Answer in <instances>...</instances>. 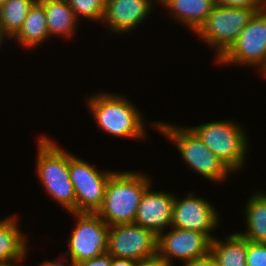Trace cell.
Wrapping results in <instances>:
<instances>
[{
    "label": "cell",
    "instance_id": "6da1fadb",
    "mask_svg": "<svg viewBox=\"0 0 266 266\" xmlns=\"http://www.w3.org/2000/svg\"><path fill=\"white\" fill-rule=\"evenodd\" d=\"M150 184V178L141 172H113L97 214L109 226L134 223L138 205Z\"/></svg>",
    "mask_w": 266,
    "mask_h": 266
},
{
    "label": "cell",
    "instance_id": "9c48e42d",
    "mask_svg": "<svg viewBox=\"0 0 266 266\" xmlns=\"http://www.w3.org/2000/svg\"><path fill=\"white\" fill-rule=\"evenodd\" d=\"M215 62L266 67V14L258 11L231 47Z\"/></svg>",
    "mask_w": 266,
    "mask_h": 266
},
{
    "label": "cell",
    "instance_id": "3957f363",
    "mask_svg": "<svg viewBox=\"0 0 266 266\" xmlns=\"http://www.w3.org/2000/svg\"><path fill=\"white\" fill-rule=\"evenodd\" d=\"M37 145L38 178L47 194L68 212H75V192L70 180L69 153L54 140L41 135Z\"/></svg>",
    "mask_w": 266,
    "mask_h": 266
},
{
    "label": "cell",
    "instance_id": "d4e9b609",
    "mask_svg": "<svg viewBox=\"0 0 266 266\" xmlns=\"http://www.w3.org/2000/svg\"><path fill=\"white\" fill-rule=\"evenodd\" d=\"M76 266H112V256L108 252H105L92 259L84 260Z\"/></svg>",
    "mask_w": 266,
    "mask_h": 266
},
{
    "label": "cell",
    "instance_id": "7402d4cb",
    "mask_svg": "<svg viewBox=\"0 0 266 266\" xmlns=\"http://www.w3.org/2000/svg\"><path fill=\"white\" fill-rule=\"evenodd\" d=\"M76 18L102 21L105 12V0H67ZM80 17V18H79Z\"/></svg>",
    "mask_w": 266,
    "mask_h": 266
},
{
    "label": "cell",
    "instance_id": "9a60e30c",
    "mask_svg": "<svg viewBox=\"0 0 266 266\" xmlns=\"http://www.w3.org/2000/svg\"><path fill=\"white\" fill-rule=\"evenodd\" d=\"M14 216L0 221V266H20L18 262L24 260L28 252L27 238L20 231Z\"/></svg>",
    "mask_w": 266,
    "mask_h": 266
},
{
    "label": "cell",
    "instance_id": "484cf974",
    "mask_svg": "<svg viewBox=\"0 0 266 266\" xmlns=\"http://www.w3.org/2000/svg\"><path fill=\"white\" fill-rule=\"evenodd\" d=\"M183 266H218V264L211 251H209L204 256L185 261Z\"/></svg>",
    "mask_w": 266,
    "mask_h": 266
},
{
    "label": "cell",
    "instance_id": "52a82bcc",
    "mask_svg": "<svg viewBox=\"0 0 266 266\" xmlns=\"http://www.w3.org/2000/svg\"><path fill=\"white\" fill-rule=\"evenodd\" d=\"M114 171H99L85 160L69 154L70 180L75 192V212L97 213L104 201L110 176Z\"/></svg>",
    "mask_w": 266,
    "mask_h": 266
},
{
    "label": "cell",
    "instance_id": "8992f818",
    "mask_svg": "<svg viewBox=\"0 0 266 266\" xmlns=\"http://www.w3.org/2000/svg\"><path fill=\"white\" fill-rule=\"evenodd\" d=\"M261 7L232 8L216 4L212 12L195 32L217 51L218 60L236 41L240 32L260 11Z\"/></svg>",
    "mask_w": 266,
    "mask_h": 266
},
{
    "label": "cell",
    "instance_id": "ac0fdd59",
    "mask_svg": "<svg viewBox=\"0 0 266 266\" xmlns=\"http://www.w3.org/2000/svg\"><path fill=\"white\" fill-rule=\"evenodd\" d=\"M48 27L43 6L36 1L30 8L21 29L11 39L25 48H33L48 39Z\"/></svg>",
    "mask_w": 266,
    "mask_h": 266
},
{
    "label": "cell",
    "instance_id": "5b68a950",
    "mask_svg": "<svg viewBox=\"0 0 266 266\" xmlns=\"http://www.w3.org/2000/svg\"><path fill=\"white\" fill-rule=\"evenodd\" d=\"M190 128L232 172L242 169L247 157L248 136L239 124L220 120Z\"/></svg>",
    "mask_w": 266,
    "mask_h": 266
},
{
    "label": "cell",
    "instance_id": "4dcf8cb0",
    "mask_svg": "<svg viewBox=\"0 0 266 266\" xmlns=\"http://www.w3.org/2000/svg\"><path fill=\"white\" fill-rule=\"evenodd\" d=\"M6 37L3 35L1 28H0V47H1V43H3L2 41L5 39Z\"/></svg>",
    "mask_w": 266,
    "mask_h": 266
},
{
    "label": "cell",
    "instance_id": "e0dca14e",
    "mask_svg": "<svg viewBox=\"0 0 266 266\" xmlns=\"http://www.w3.org/2000/svg\"><path fill=\"white\" fill-rule=\"evenodd\" d=\"M44 8L49 36H73L79 20L67 0H37ZM78 21V22H77Z\"/></svg>",
    "mask_w": 266,
    "mask_h": 266
},
{
    "label": "cell",
    "instance_id": "277c9868",
    "mask_svg": "<svg viewBox=\"0 0 266 266\" xmlns=\"http://www.w3.org/2000/svg\"><path fill=\"white\" fill-rule=\"evenodd\" d=\"M151 125L165 135V138H169V141L174 142L183 161L190 165L191 169L209 181L222 182L233 173L190 127H179L165 122H154Z\"/></svg>",
    "mask_w": 266,
    "mask_h": 266
},
{
    "label": "cell",
    "instance_id": "ffe728a7",
    "mask_svg": "<svg viewBox=\"0 0 266 266\" xmlns=\"http://www.w3.org/2000/svg\"><path fill=\"white\" fill-rule=\"evenodd\" d=\"M244 208L246 231L239 232L252 242L266 243V193L256 192Z\"/></svg>",
    "mask_w": 266,
    "mask_h": 266
},
{
    "label": "cell",
    "instance_id": "603a6c76",
    "mask_svg": "<svg viewBox=\"0 0 266 266\" xmlns=\"http://www.w3.org/2000/svg\"><path fill=\"white\" fill-rule=\"evenodd\" d=\"M246 266H266V243L252 242L247 239Z\"/></svg>",
    "mask_w": 266,
    "mask_h": 266
},
{
    "label": "cell",
    "instance_id": "4316f807",
    "mask_svg": "<svg viewBox=\"0 0 266 266\" xmlns=\"http://www.w3.org/2000/svg\"><path fill=\"white\" fill-rule=\"evenodd\" d=\"M135 266H170L167 264L161 257L158 255L145 259L139 260L136 262Z\"/></svg>",
    "mask_w": 266,
    "mask_h": 266
},
{
    "label": "cell",
    "instance_id": "2e32d148",
    "mask_svg": "<svg viewBox=\"0 0 266 266\" xmlns=\"http://www.w3.org/2000/svg\"><path fill=\"white\" fill-rule=\"evenodd\" d=\"M217 4V0H166L171 16L196 32Z\"/></svg>",
    "mask_w": 266,
    "mask_h": 266
},
{
    "label": "cell",
    "instance_id": "7c38bea8",
    "mask_svg": "<svg viewBox=\"0 0 266 266\" xmlns=\"http://www.w3.org/2000/svg\"><path fill=\"white\" fill-rule=\"evenodd\" d=\"M210 246L211 240L205 234L172 227L158 235L157 255L173 266V258L185 262L201 257L210 251Z\"/></svg>",
    "mask_w": 266,
    "mask_h": 266
},
{
    "label": "cell",
    "instance_id": "ba28073f",
    "mask_svg": "<svg viewBox=\"0 0 266 266\" xmlns=\"http://www.w3.org/2000/svg\"><path fill=\"white\" fill-rule=\"evenodd\" d=\"M76 225L71 233L69 251L65 254L76 266L78 263L102 255L108 249L109 225L97 213L71 212Z\"/></svg>",
    "mask_w": 266,
    "mask_h": 266
},
{
    "label": "cell",
    "instance_id": "5bb4252c",
    "mask_svg": "<svg viewBox=\"0 0 266 266\" xmlns=\"http://www.w3.org/2000/svg\"><path fill=\"white\" fill-rule=\"evenodd\" d=\"M152 0H105V12L102 22L117 34L130 32L148 18Z\"/></svg>",
    "mask_w": 266,
    "mask_h": 266
},
{
    "label": "cell",
    "instance_id": "83f0119b",
    "mask_svg": "<svg viewBox=\"0 0 266 266\" xmlns=\"http://www.w3.org/2000/svg\"><path fill=\"white\" fill-rule=\"evenodd\" d=\"M135 260L125 259V258H116L112 256V266H135Z\"/></svg>",
    "mask_w": 266,
    "mask_h": 266
},
{
    "label": "cell",
    "instance_id": "f546056e",
    "mask_svg": "<svg viewBox=\"0 0 266 266\" xmlns=\"http://www.w3.org/2000/svg\"><path fill=\"white\" fill-rule=\"evenodd\" d=\"M260 11L266 14V0H261V9Z\"/></svg>",
    "mask_w": 266,
    "mask_h": 266
},
{
    "label": "cell",
    "instance_id": "7a4b0ae2",
    "mask_svg": "<svg viewBox=\"0 0 266 266\" xmlns=\"http://www.w3.org/2000/svg\"><path fill=\"white\" fill-rule=\"evenodd\" d=\"M129 101L120 94L106 91L87 98L88 108L103 132L119 138L145 139L143 116Z\"/></svg>",
    "mask_w": 266,
    "mask_h": 266
},
{
    "label": "cell",
    "instance_id": "cb8c5ba5",
    "mask_svg": "<svg viewBox=\"0 0 266 266\" xmlns=\"http://www.w3.org/2000/svg\"><path fill=\"white\" fill-rule=\"evenodd\" d=\"M217 4L232 8L261 7V0H217Z\"/></svg>",
    "mask_w": 266,
    "mask_h": 266
},
{
    "label": "cell",
    "instance_id": "f1b7e54d",
    "mask_svg": "<svg viewBox=\"0 0 266 266\" xmlns=\"http://www.w3.org/2000/svg\"><path fill=\"white\" fill-rule=\"evenodd\" d=\"M40 266H67V265L64 264L63 261H59V260L57 261L56 259H54V261H46ZM69 266H75V265L71 262Z\"/></svg>",
    "mask_w": 266,
    "mask_h": 266
},
{
    "label": "cell",
    "instance_id": "d6986e66",
    "mask_svg": "<svg viewBox=\"0 0 266 266\" xmlns=\"http://www.w3.org/2000/svg\"><path fill=\"white\" fill-rule=\"evenodd\" d=\"M210 251L218 266H246L247 239L238 232L227 235L224 241L214 238Z\"/></svg>",
    "mask_w": 266,
    "mask_h": 266
},
{
    "label": "cell",
    "instance_id": "8fae6325",
    "mask_svg": "<svg viewBox=\"0 0 266 266\" xmlns=\"http://www.w3.org/2000/svg\"><path fill=\"white\" fill-rule=\"evenodd\" d=\"M210 202L189 192L182 199L175 196L171 227L205 234L211 241L215 238L211 231L218 226L219 214Z\"/></svg>",
    "mask_w": 266,
    "mask_h": 266
},
{
    "label": "cell",
    "instance_id": "44dd1931",
    "mask_svg": "<svg viewBox=\"0 0 266 266\" xmlns=\"http://www.w3.org/2000/svg\"><path fill=\"white\" fill-rule=\"evenodd\" d=\"M36 1L6 0L0 4V28L6 38L12 39L18 33Z\"/></svg>",
    "mask_w": 266,
    "mask_h": 266
},
{
    "label": "cell",
    "instance_id": "1f68e13d",
    "mask_svg": "<svg viewBox=\"0 0 266 266\" xmlns=\"http://www.w3.org/2000/svg\"><path fill=\"white\" fill-rule=\"evenodd\" d=\"M261 72L266 77V67Z\"/></svg>",
    "mask_w": 266,
    "mask_h": 266
},
{
    "label": "cell",
    "instance_id": "d6a6232c",
    "mask_svg": "<svg viewBox=\"0 0 266 266\" xmlns=\"http://www.w3.org/2000/svg\"><path fill=\"white\" fill-rule=\"evenodd\" d=\"M156 1V0H155ZM166 0H157V3H163V2H165Z\"/></svg>",
    "mask_w": 266,
    "mask_h": 266
},
{
    "label": "cell",
    "instance_id": "30bf717a",
    "mask_svg": "<svg viewBox=\"0 0 266 266\" xmlns=\"http://www.w3.org/2000/svg\"><path fill=\"white\" fill-rule=\"evenodd\" d=\"M158 236L134 223L116 224L108 229L107 252L116 258L145 260L157 255Z\"/></svg>",
    "mask_w": 266,
    "mask_h": 266
},
{
    "label": "cell",
    "instance_id": "4fadbf2b",
    "mask_svg": "<svg viewBox=\"0 0 266 266\" xmlns=\"http://www.w3.org/2000/svg\"><path fill=\"white\" fill-rule=\"evenodd\" d=\"M175 195L162 191H151L150 186L138 205L134 224L151 230L157 236L165 227L171 226Z\"/></svg>",
    "mask_w": 266,
    "mask_h": 266
}]
</instances>
